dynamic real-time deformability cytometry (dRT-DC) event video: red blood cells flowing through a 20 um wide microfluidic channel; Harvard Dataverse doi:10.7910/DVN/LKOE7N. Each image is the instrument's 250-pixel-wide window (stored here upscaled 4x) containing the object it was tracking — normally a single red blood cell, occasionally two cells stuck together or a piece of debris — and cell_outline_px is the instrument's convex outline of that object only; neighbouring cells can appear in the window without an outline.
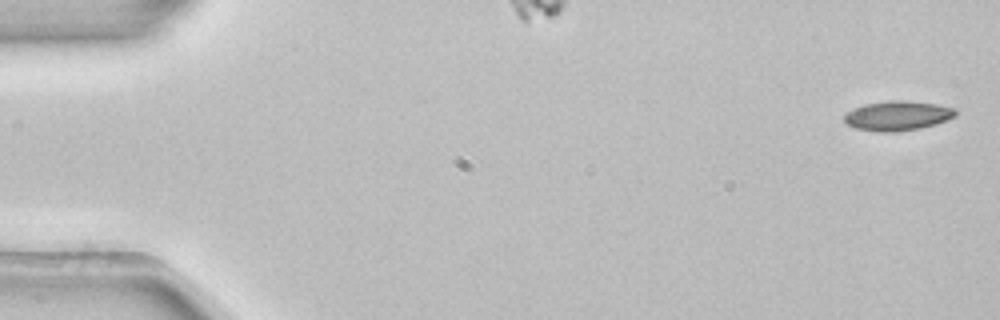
{"species": "common noctule bat (a hibernating species)", "species_latin": "Nyctalus noctula", "temperature_condition": "room temperature", "stored_images_in_passage": 5, "camera_frame_rate_fps": 3000, "um_per_image_px": 0.085, "animal": {"sex": "female", "body_mass_g": 22.7, "forearm_length_mm": 54.2}, "frame": {"image": 1, "passage_image": 1, "time_ms": 0.0, "image_size_px": [1000, 320], "cell_outline_px": [[956, 116], [936, 124], [920, 128], [896, 132], [876, 132], [856, 128], [848, 124], [844, 120], [844, 112], [864, 104], [888, 100], [908, 100], [936, 104], [956, 108]], "centroid_in_image_um": [76.28, 9.83], "position_along_channel_um": 8.7, "area_um2": 19.42}}